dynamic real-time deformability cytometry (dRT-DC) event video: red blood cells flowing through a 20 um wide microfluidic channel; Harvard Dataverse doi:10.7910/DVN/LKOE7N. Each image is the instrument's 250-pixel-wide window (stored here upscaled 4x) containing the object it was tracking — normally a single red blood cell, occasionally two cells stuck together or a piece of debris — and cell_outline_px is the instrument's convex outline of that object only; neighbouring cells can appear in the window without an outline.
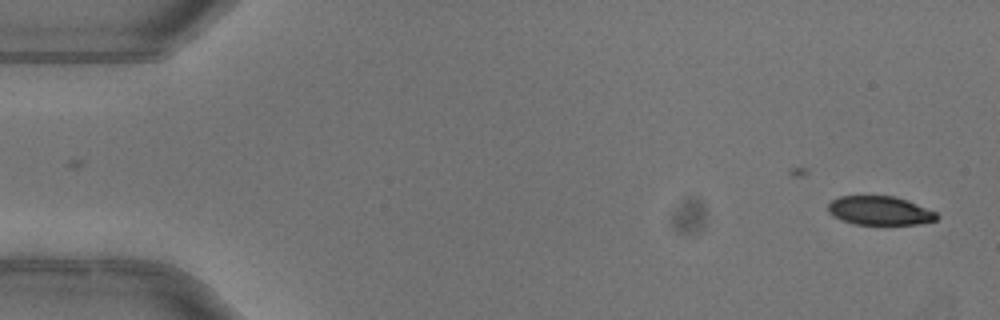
{"species": "common noctule bat (a hibernating species)", "species_latin": "Nyctalus noctula", "temperature_condition": "warm", "stored_images_in_passage": 49, "camera_frame_rate_fps": 3000, "um_per_image_px": 0.085, "animal": {"sex": "female"}, "frame": {"image": 1, "passage_image": 1, "time_ms": 0.0, "image_size_px": [1000, 320], "cell_outline_px": [[940, 216], [936, 220], [920, 224], [856, 224], [840, 220], [832, 216], [828, 212], [828, 204], [832, 200], [840, 196], [896, 196], [908, 200], [936, 212]], "centroid_in_image_um": [74.78, 17.9], "position_along_channel_um": 10.2, "area_um2": 18.38}}
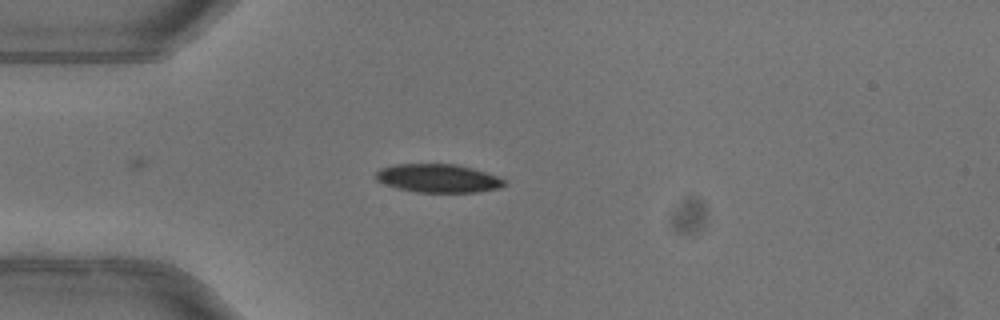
{"frame": {"image": 2, "passage_image": 13, "time_ms": 4.0, "image_size_px": [1000, 320], "cell_outline_px": [[504, 184], [500, 188], [476, 192], [416, 192], [384, 184], [376, 180], [376, 172], [380, 168], [392, 164], [456, 164], [472, 168], [496, 176], [504, 180]], "centroid_in_image_um": [37.2, 15.15], "position_along_channel_um": 47.8, "area_um2": 21.1}, "authors_computed_cell_mechanics": {"area_um2": 20.4612, "velocity_mm_per_s": 4.0387, "shape_relaxation_time_tau1_ms": null, "shape_relaxation_time_tau2_ms": 1.8782, "deformation_change_tau1": null, "deformation_change_tau2": 0.0384}}